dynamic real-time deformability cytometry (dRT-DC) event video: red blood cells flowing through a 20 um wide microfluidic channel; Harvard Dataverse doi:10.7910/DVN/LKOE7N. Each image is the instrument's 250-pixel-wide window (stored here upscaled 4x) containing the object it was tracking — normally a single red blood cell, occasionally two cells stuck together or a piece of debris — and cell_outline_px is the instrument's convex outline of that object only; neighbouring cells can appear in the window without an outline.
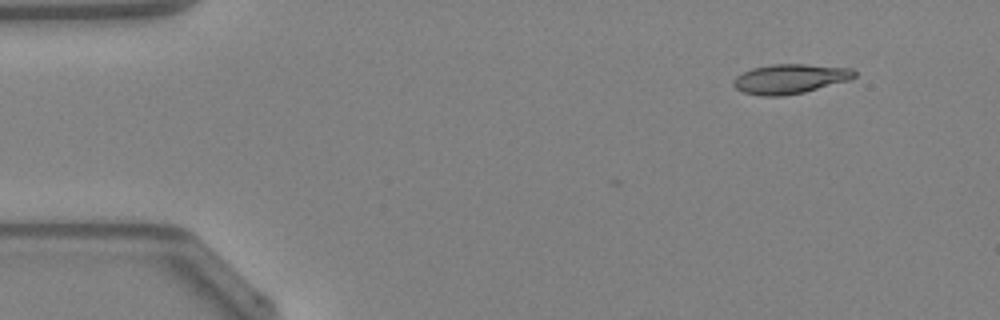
{"species": "Egyptian fruit bat (a non-hibernating species)", "species_latin": "Rousettus aegyptiacus", "temperature_condition": "warm", "stored_images_in_passage": 3, "camera_frame_rate_fps": 3000, "um_per_image_px": 0.085, "animal": {"sex": "female"}, "frame": {"image": 1, "passage_image": 1, "time_ms": 0.0, "image_size_px": [1000, 320], "cell_outline_px": [[856, 76], [848, 80], [804, 92], [784, 96], [764, 96], [744, 92], [736, 88], [732, 84], [732, 80], [736, 76], [752, 68], [772, 64], [804, 64], [852, 68], [856, 72]], "centroid_in_image_um": [67.14, 6.7], "position_along_channel_um": 17.9, "area_um2": 20.75}}